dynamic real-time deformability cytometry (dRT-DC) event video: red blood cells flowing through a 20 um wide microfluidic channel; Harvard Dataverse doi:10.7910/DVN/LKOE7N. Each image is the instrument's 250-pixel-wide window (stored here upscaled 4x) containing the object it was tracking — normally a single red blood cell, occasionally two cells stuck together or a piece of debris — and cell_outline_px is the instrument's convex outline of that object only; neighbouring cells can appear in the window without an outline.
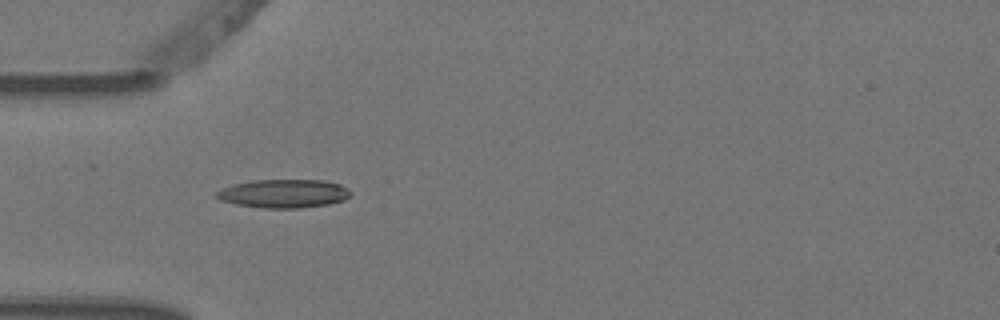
{"species": "Egyptian fruit bat (a non-hibernating species)", "species_latin": "Rousettus aegyptiacus", "temperature_condition": "warm", "stored_images_in_passage": 7, "camera_frame_rate_fps": 3000, "um_per_image_px": 0.085, "animal": {"sex": "female"}, "frame": {"image": 1, "passage_image": 4, "time_ms": 1.0, "image_size_px": [1000, 320], "cell_outline_px": [[352, 192], [344, 200], [328, 204], [300, 208], [264, 208], [236, 204], [220, 200], [216, 196], [216, 192], [224, 188], [236, 184], [252, 180], [324, 180], [340, 184], [348, 188]], "centroid_in_image_um": [24.15, 16.45], "position_along_channel_um": 60.9, "area_um2": 22.14}}
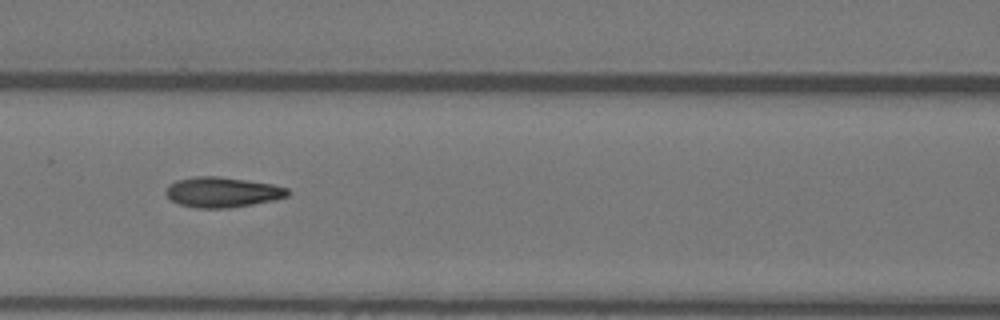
{"frame": {"image": 2, "passage_image": 6, "time_ms": 1.667, "image_size_px": [1000, 320], "cell_outline_px": [[288, 196], [272, 200], [252, 204], [228, 208], [196, 208], [180, 204], [172, 200], [164, 192], [168, 184], [176, 180], [196, 176], [220, 176], [272, 184], [288, 188]], "centroid_in_image_um": [18.86, 16.32], "position_along_channel_um": 147.7, "area_um2": 21.39}}
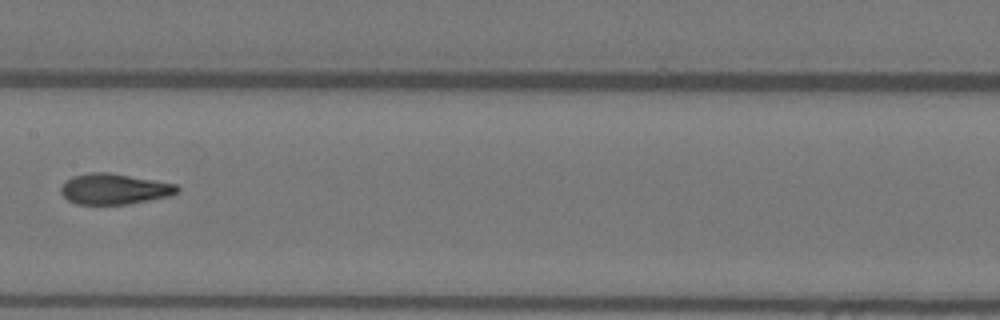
{"frame": {"image": 3, "passage_image": 7, "time_ms": 2.0, "image_size_px": [1000, 320], "cell_outline_px": [[180, 192], [168, 196], [128, 204], [76, 204], [68, 200], [60, 192], [60, 188], [72, 176], [88, 172], [108, 172], [176, 184], [180, 188]], "centroid_in_image_um": [9.71, 16.06], "position_along_channel_um": 197.7, "area_um2": 20.69}}